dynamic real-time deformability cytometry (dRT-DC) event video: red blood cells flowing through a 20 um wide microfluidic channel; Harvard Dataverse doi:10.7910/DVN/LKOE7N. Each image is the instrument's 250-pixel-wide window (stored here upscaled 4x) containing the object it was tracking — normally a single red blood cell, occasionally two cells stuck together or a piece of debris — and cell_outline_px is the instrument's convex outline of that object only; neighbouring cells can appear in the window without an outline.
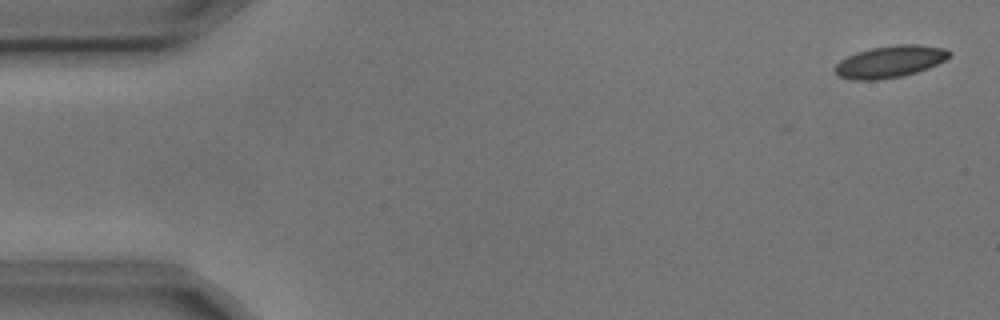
{"species": "common noctule bat (a hibernating species)", "species_latin": "Nyctalus noctula", "temperature_condition": "cold", "stored_images_in_passage": 4, "camera_frame_rate_fps": 3000, "um_per_image_px": 0.085, "animal": {"sex": "male", "body_mass_g": 17.9, "forearm_length_mm": 54.2}, "frame": {"image": 1, "passage_image": 1, "time_ms": 0.0, "image_size_px": [1000, 320], "cell_outline_px": [[952, 56], [928, 68], [916, 72], [900, 76], [880, 80], [852, 80], [840, 76], [836, 72], [836, 64], [840, 60], [856, 52], [872, 48], [896, 44], [916, 44], [944, 48], [952, 52]], "centroid_in_image_um": [75.67, 5.23], "position_along_channel_um": 9.3, "area_um2": 21.15}}
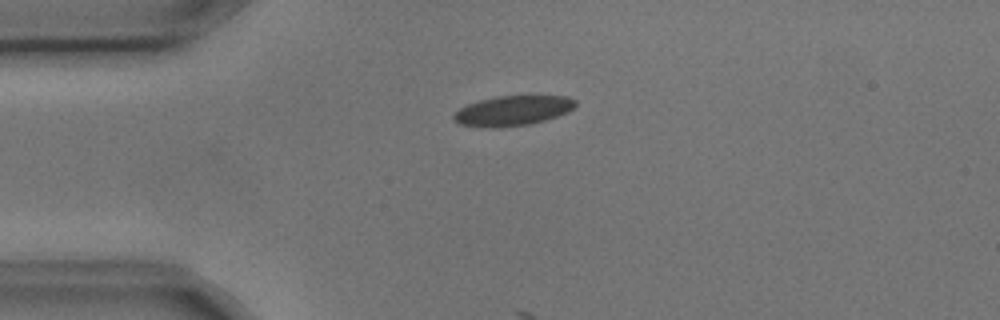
{"frame": {"image": 2, "passage_image": 3, "time_ms": 0.667, "image_size_px": [1000, 320], "cell_outline_px": [[576, 104], [568, 112], [532, 124], [500, 128], [488, 128], [460, 124], [452, 120], [452, 116], [460, 108], [468, 104], [480, 100], [500, 96], [568, 96], [576, 100]], "centroid_in_image_um": [43.57, 9.42], "position_along_channel_um": 41.4, "area_um2": 21.27}}